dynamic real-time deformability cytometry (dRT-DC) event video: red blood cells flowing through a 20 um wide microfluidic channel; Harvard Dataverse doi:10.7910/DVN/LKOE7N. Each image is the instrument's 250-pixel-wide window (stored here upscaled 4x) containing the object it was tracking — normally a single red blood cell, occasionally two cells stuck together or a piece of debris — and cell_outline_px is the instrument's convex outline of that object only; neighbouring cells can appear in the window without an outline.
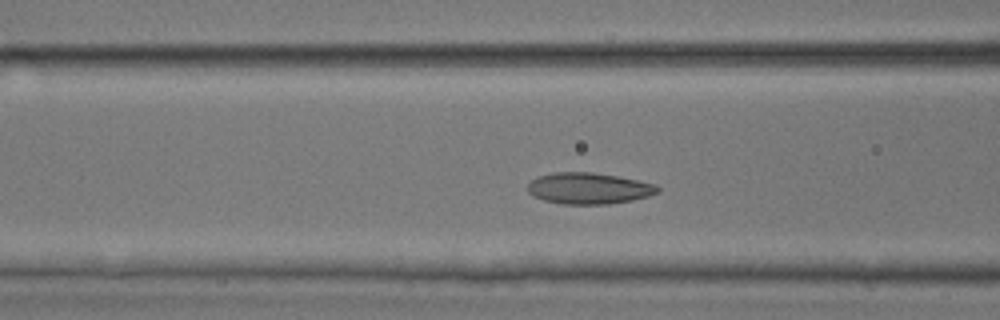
{"species": "common noctule bat (a hibernating species)", "species_latin": "Nyctalus noctula", "temperature_condition": "room temperature", "stored_images_in_passage": 41, "camera_frame_rate_fps": 3000, "um_per_image_px": 0.085, "animal": {"sex": "male", "body_mass_g": 17.9, "forearm_length_mm": 54.2}, "frame": {"image": 1, "passage_image": 13, "time_ms": 4.0, "image_size_px": [1000, 320], "cell_outline_px": [[660, 192], [648, 196], [632, 200], [608, 204], [564, 204], [544, 200], [532, 196], [528, 192], [528, 184], [536, 176], [556, 172], [592, 172], [616, 176], [656, 184], [660, 188]], "centroid_in_image_um": [50.04, 16.01], "position_along_channel_um": 116.6, "area_um2": 23.7}}
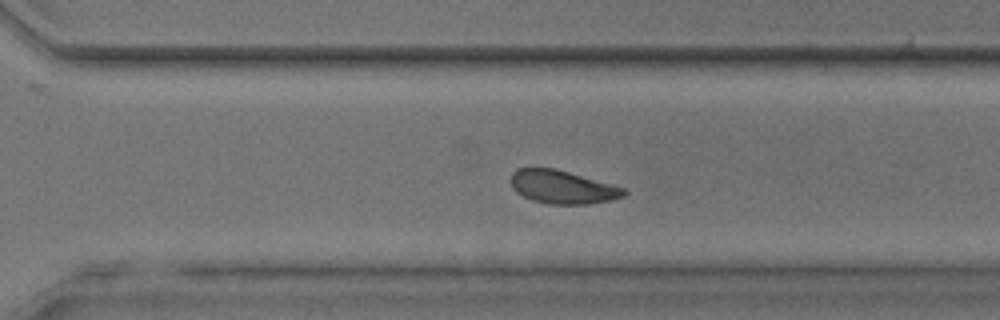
{"frame": {"image": 2, "passage_image": 27, "time_ms": 8.667, "image_size_px": [1000, 320], "cell_outline_px": [[628, 192], [624, 196], [608, 200], [588, 204], [548, 204], [532, 200], [516, 192], [512, 188], [508, 180], [512, 172], [520, 168], [556, 168], [624, 188]], "centroid_in_image_um": [47.75, 15.89], "position_along_channel_um": 322.9, "area_um2": 21.91}}
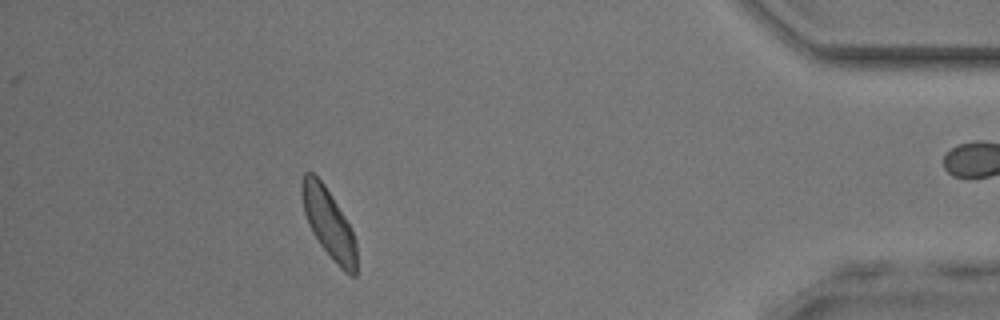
{"frame": {"image": 3, "passage_image": 36, "time_ms": 11.667, "image_size_px": [1000, 320], "cell_outline_px": [[356, 276], [352, 276], [344, 272], [340, 268], [320, 244], [312, 232], [308, 224], [304, 212], [300, 192], [300, 184], [304, 172], [312, 172], [324, 184], [352, 228], [356, 240]], "centroid_in_image_um": [27.93, 18.97], "position_along_channel_um": 407.3, "area_um2": 22.14}}